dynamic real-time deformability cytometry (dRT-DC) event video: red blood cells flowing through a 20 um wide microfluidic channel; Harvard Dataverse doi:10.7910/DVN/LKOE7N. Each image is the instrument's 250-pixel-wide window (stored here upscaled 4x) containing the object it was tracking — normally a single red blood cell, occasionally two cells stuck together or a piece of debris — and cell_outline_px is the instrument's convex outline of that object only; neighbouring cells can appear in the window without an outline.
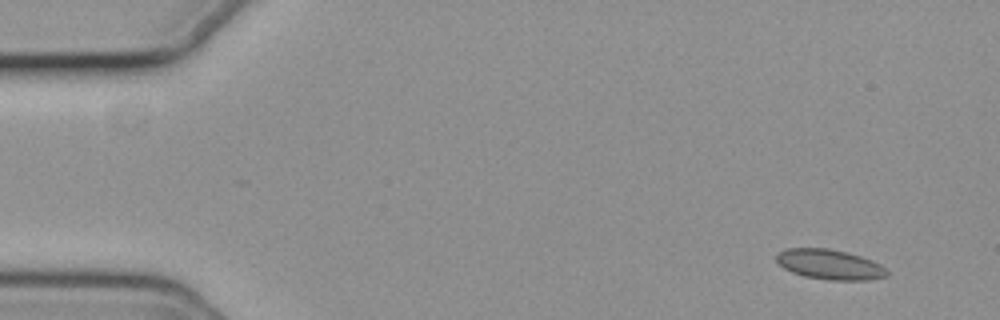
{"species": "common noctule bat (a hibernating species)", "species_latin": "Nyctalus noctula", "temperature_condition": "cold", "stored_images_in_passage": 53, "camera_frame_rate_fps": 3000, "um_per_image_px": 0.085, "animal": {"sex": "female", "body_mass_g": 19.3, "forearm_length_mm": 54.1}, "frame": {"image": 1, "passage_image": 1, "time_ms": 0.0, "image_size_px": [1000, 320], "cell_outline_px": [[888, 276], [868, 280], [828, 280], [804, 276], [792, 272], [784, 268], [776, 260], [776, 252], [784, 248], [828, 248], [848, 252], [872, 260], [888, 268]], "centroid_in_image_um": [70.53, 22.47], "position_along_channel_um": 14.5, "area_um2": 19.59}}
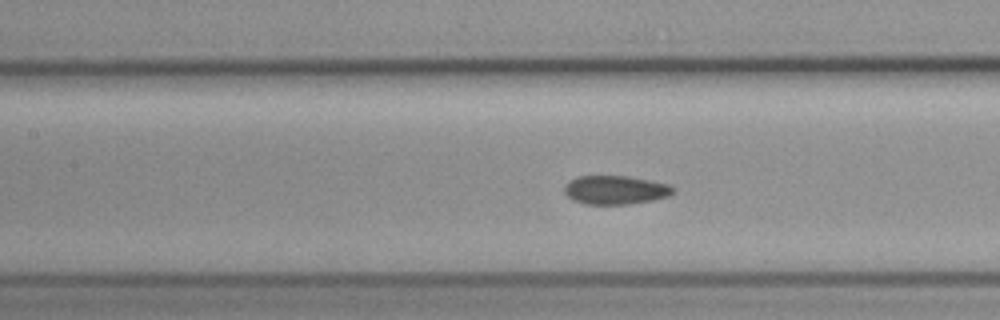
{"frame": {"image": 2, "passage_image": 22, "time_ms": 7.0, "image_size_px": [1000, 320], "cell_outline_px": [[676, 192], [668, 196], [652, 200], [628, 204], [584, 204], [572, 200], [564, 192], [564, 184], [568, 180], [576, 176], [628, 176], [668, 184], [676, 188]], "centroid_in_image_um": [52.28, 16.14], "position_along_channel_um": 155.1, "area_um2": 18.38}}
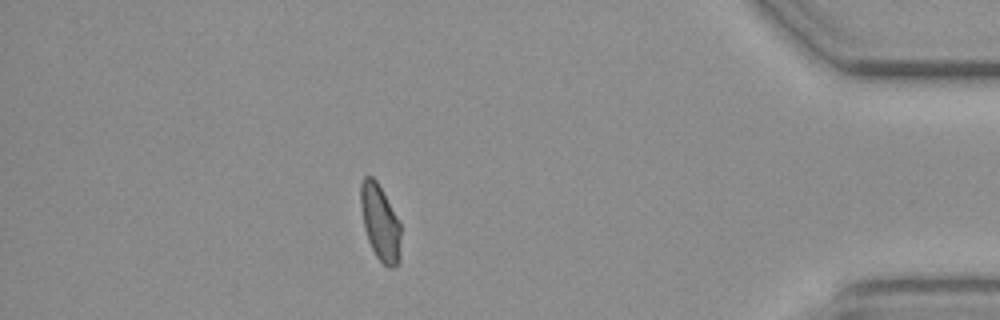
{"frame": {"image": 3, "passage_image": 46, "time_ms": 15.0, "image_size_px": [1000, 320], "cell_outline_px": [[400, 260], [392, 268], [388, 268], [376, 256], [368, 240], [364, 228], [360, 208], [360, 184], [364, 176], [372, 176], [376, 180], [400, 220]], "centroid_in_image_um": [32.31, 18.9], "position_along_channel_um": 402.9, "area_um2": 17.92}, "authors_computed_cell_mechanics": {"area_um2": 18.3804, "velocity_mm_per_s": 3.6917, "shape_relaxation_time_tau1_ms": null, "shape_relaxation_time_tau2_ms": 2.4256, "deformation_change_tau1": null, "deformation_change_tau2": 0.0719}}